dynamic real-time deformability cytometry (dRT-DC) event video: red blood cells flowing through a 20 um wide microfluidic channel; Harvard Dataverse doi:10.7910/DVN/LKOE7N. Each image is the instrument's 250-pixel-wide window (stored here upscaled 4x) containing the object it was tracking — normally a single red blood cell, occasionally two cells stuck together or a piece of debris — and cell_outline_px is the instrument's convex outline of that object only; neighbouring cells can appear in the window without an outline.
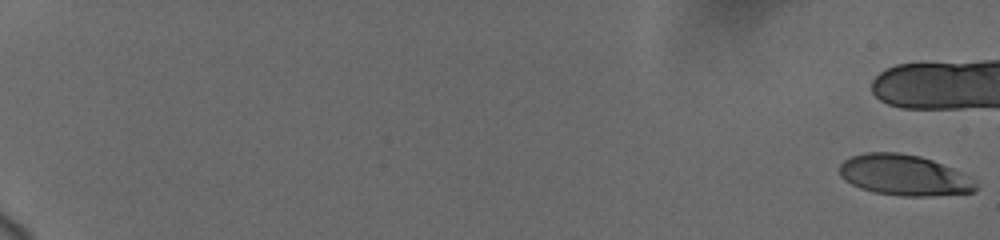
{"species": "human", "species_latin": "Homo sapiens", "temperature_condition": "cold", "stored_images_in_passage": 19, "camera_frame_rate_fps": 3000, "um_per_image_px": 0.085, "donor": {"sex": "female"}, "frame": {"image": 1, "passage_image": 1, "time_ms": 0.0, "image_size_px": [1000, 240], "cell_outline_px": [[980, 188], [972, 192], [932, 196], [900, 196], [872, 192], [860, 188], [844, 180], [840, 176], [840, 164], [844, 160], [852, 156], [864, 152], [896, 152], [920, 156], [932, 160], [952, 168], [960, 172], [980, 184]], "centroid_in_image_um": [76.85, 14.9], "position_along_channel_um": 8.2, "area_um2": 32.54}}